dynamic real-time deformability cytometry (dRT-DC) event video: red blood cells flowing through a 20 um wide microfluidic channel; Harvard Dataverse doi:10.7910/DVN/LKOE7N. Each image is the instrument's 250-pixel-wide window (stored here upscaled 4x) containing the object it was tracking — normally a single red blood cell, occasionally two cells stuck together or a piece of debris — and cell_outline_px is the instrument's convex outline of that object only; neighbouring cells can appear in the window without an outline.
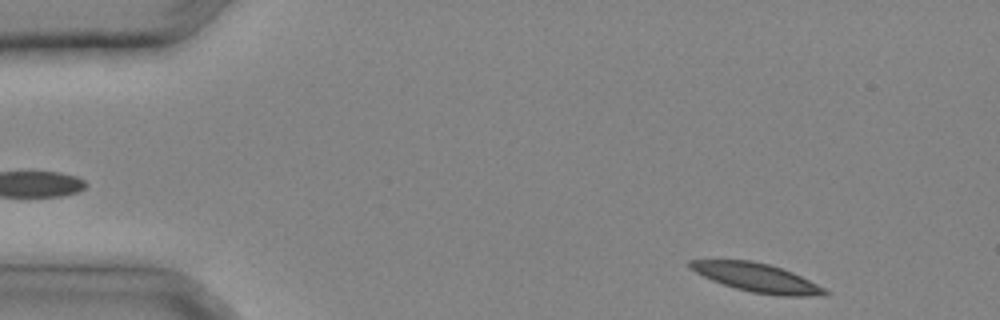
{"species": "common noctule bat (a hibernating species)", "species_latin": "Nyctalus noctula", "temperature_condition": "cold", "stored_images_in_passage": 9, "camera_frame_rate_fps": 3000, "um_per_image_px": 0.085, "animal": {"sex": "male", "body_mass_g": 20.4}, "frame": {"image": 1, "passage_image": 1, "time_ms": 0.0, "image_size_px": [1000, 320], "cell_outline_px": [[832, 292], [828, 296], [780, 296], [752, 292], [736, 288], [712, 280], [688, 268], [688, 260], [752, 260], [768, 264], [792, 272]], "centroid_in_image_um": [64.36, 23.61], "position_along_channel_um": 20.6, "area_um2": 22.43}}
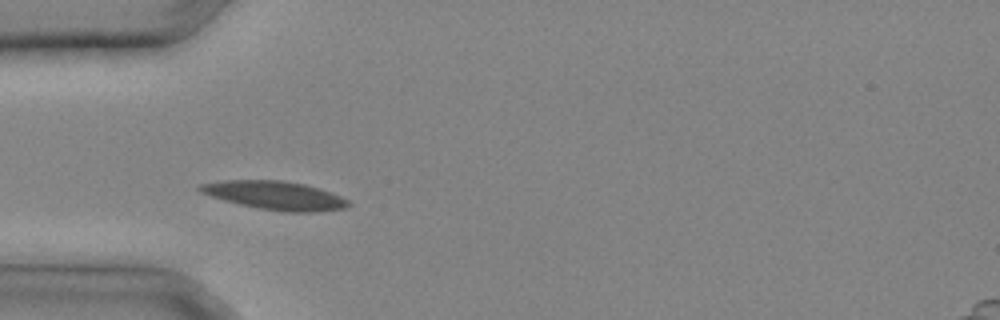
{"frame": {"image": 2, "passage_image": 7, "time_ms": 2.0, "image_size_px": [1000, 320], "cell_outline_px": [[352, 204], [348, 208], [312, 212], [284, 212], [260, 208], [240, 204], [224, 200], [200, 192], [196, 188], [200, 184], [224, 180], [284, 180], [304, 184], [320, 188], [340, 196], [348, 200]], "centroid_in_image_um": [23.4, 16.61], "position_along_channel_um": 61.6, "area_um2": 24.68}}